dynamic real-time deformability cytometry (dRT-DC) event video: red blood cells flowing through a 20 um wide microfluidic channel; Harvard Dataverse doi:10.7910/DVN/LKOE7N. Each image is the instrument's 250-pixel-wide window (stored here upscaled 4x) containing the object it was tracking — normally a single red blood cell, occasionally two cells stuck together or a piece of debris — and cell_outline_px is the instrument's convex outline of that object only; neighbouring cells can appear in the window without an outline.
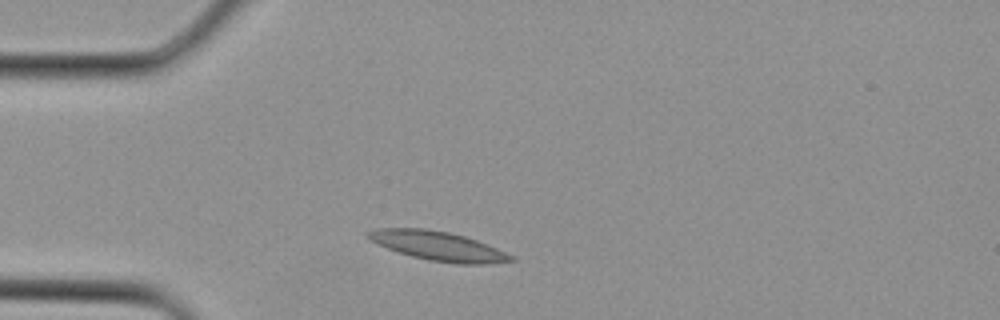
{"species": "Egyptian fruit bat (a non-hibernating species)", "species_latin": "Rousettus aegyptiacus", "temperature_condition": "cold", "stored_images_in_passage": 1, "camera_frame_rate_fps": 3000, "um_per_image_px": 0.085, "animal": {"sex": "female"}, "frame": {"image": 1, "passage_image": 1, "time_ms": 0.0, "image_size_px": [1000, 320], "cell_outline_px": [[516, 260], [484, 264], [456, 264], [428, 260], [412, 256], [388, 248], [364, 236], [364, 232], [376, 228], [424, 228], [448, 232], [464, 236], [476, 240], [516, 256]], "centroid_in_image_um": [37.24, 20.9], "position_along_channel_um": 47.8, "area_um2": 24.22}}